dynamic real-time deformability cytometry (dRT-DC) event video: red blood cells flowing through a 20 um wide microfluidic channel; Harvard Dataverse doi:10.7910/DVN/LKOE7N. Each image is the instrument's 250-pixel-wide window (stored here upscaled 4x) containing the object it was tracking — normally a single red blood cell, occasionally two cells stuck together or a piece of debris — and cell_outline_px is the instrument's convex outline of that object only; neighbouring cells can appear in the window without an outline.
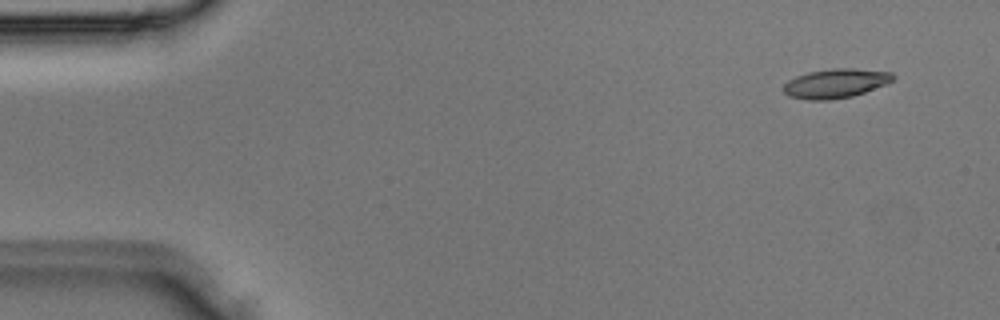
{"species": "Egyptian fruit bat (a non-hibernating species)", "species_latin": "Rousettus aegyptiacus", "temperature_condition": "room temperature", "stored_images_in_passage": 3, "camera_frame_rate_fps": 3000, "um_per_image_px": 0.085, "animal": {"sex": "male"}, "frame": {"image": 1, "passage_image": 1, "time_ms": 0.0, "image_size_px": [1000, 320], "cell_outline_px": [[896, 76], [888, 84], [852, 96], [828, 100], [808, 100], [788, 96], [784, 92], [784, 84], [788, 80], [796, 76], [808, 72], [832, 68], [852, 68], [892, 72]], "centroid_in_image_um": [71.04, 7.08], "position_along_channel_um": 14.0, "area_um2": 18.73}}
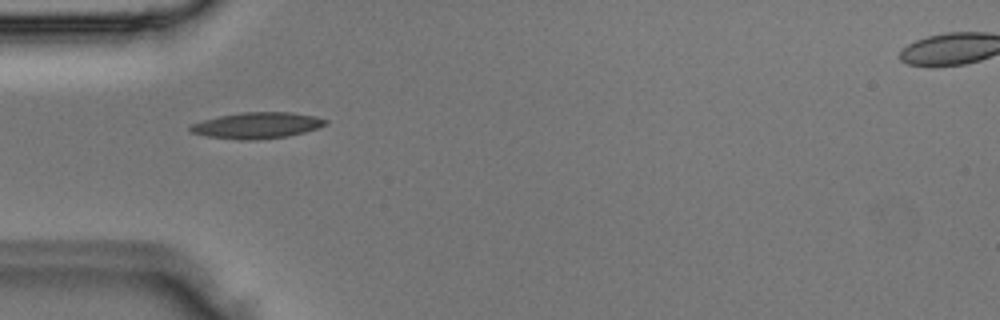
{"frame": {"image": 2, "passage_image": 3, "time_ms": 0.667, "image_size_px": [1000, 320], "cell_outline_px": [[328, 124], [304, 132], [288, 136], [256, 140], [240, 140], [208, 136], [188, 132], [188, 128], [192, 124], [204, 120], [220, 116], [240, 112], [292, 112], [316, 116], [328, 120]], "centroid_in_image_um": [21.86, 10.66], "position_along_channel_um": 63.1, "area_um2": 20.63}}